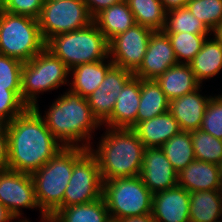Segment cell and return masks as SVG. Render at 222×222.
Masks as SVG:
<instances>
[{"label":"cell","instance_id":"6da1fadb","mask_svg":"<svg viewBox=\"0 0 222 222\" xmlns=\"http://www.w3.org/2000/svg\"><path fill=\"white\" fill-rule=\"evenodd\" d=\"M6 127L11 170L31 174L64 148L33 108H27Z\"/></svg>","mask_w":222,"mask_h":222},{"label":"cell","instance_id":"7a4b0ae2","mask_svg":"<svg viewBox=\"0 0 222 222\" xmlns=\"http://www.w3.org/2000/svg\"><path fill=\"white\" fill-rule=\"evenodd\" d=\"M44 110L37 103L33 109L44 120L49 131L64 147L89 149L96 131L102 125L95 118L86 98L68 88ZM43 115V116H42Z\"/></svg>","mask_w":222,"mask_h":222},{"label":"cell","instance_id":"3957f363","mask_svg":"<svg viewBox=\"0 0 222 222\" xmlns=\"http://www.w3.org/2000/svg\"><path fill=\"white\" fill-rule=\"evenodd\" d=\"M102 128V131L106 129L100 134V140L92 142L89 148L97 160L101 179L139 176L145 147L135 131L132 128Z\"/></svg>","mask_w":222,"mask_h":222},{"label":"cell","instance_id":"277c9868","mask_svg":"<svg viewBox=\"0 0 222 222\" xmlns=\"http://www.w3.org/2000/svg\"><path fill=\"white\" fill-rule=\"evenodd\" d=\"M86 150L81 147H64L40 169L31 173L37 202L48 217L63 207V196L74 162Z\"/></svg>","mask_w":222,"mask_h":222},{"label":"cell","instance_id":"5b68a950","mask_svg":"<svg viewBox=\"0 0 222 222\" xmlns=\"http://www.w3.org/2000/svg\"><path fill=\"white\" fill-rule=\"evenodd\" d=\"M70 70L66 64L46 47L22 65V102L33 108L44 92L69 86Z\"/></svg>","mask_w":222,"mask_h":222},{"label":"cell","instance_id":"8992f818","mask_svg":"<svg viewBox=\"0 0 222 222\" xmlns=\"http://www.w3.org/2000/svg\"><path fill=\"white\" fill-rule=\"evenodd\" d=\"M46 48L60 58L69 70L109 58V41L94 22L83 29L53 36L46 42Z\"/></svg>","mask_w":222,"mask_h":222},{"label":"cell","instance_id":"52a82bcc","mask_svg":"<svg viewBox=\"0 0 222 222\" xmlns=\"http://www.w3.org/2000/svg\"><path fill=\"white\" fill-rule=\"evenodd\" d=\"M46 47L38 19L0 8V54L28 62Z\"/></svg>","mask_w":222,"mask_h":222},{"label":"cell","instance_id":"ba28073f","mask_svg":"<svg viewBox=\"0 0 222 222\" xmlns=\"http://www.w3.org/2000/svg\"><path fill=\"white\" fill-rule=\"evenodd\" d=\"M102 197L112 220L152 212L153 193L140 176L103 181Z\"/></svg>","mask_w":222,"mask_h":222},{"label":"cell","instance_id":"9c48e42d","mask_svg":"<svg viewBox=\"0 0 222 222\" xmlns=\"http://www.w3.org/2000/svg\"><path fill=\"white\" fill-rule=\"evenodd\" d=\"M93 22L83 0L44 2L38 23L47 42L57 34L83 29Z\"/></svg>","mask_w":222,"mask_h":222},{"label":"cell","instance_id":"30bf717a","mask_svg":"<svg viewBox=\"0 0 222 222\" xmlns=\"http://www.w3.org/2000/svg\"><path fill=\"white\" fill-rule=\"evenodd\" d=\"M103 180L94 155L87 149L75 162L63 196V207L102 198Z\"/></svg>","mask_w":222,"mask_h":222},{"label":"cell","instance_id":"8fae6325","mask_svg":"<svg viewBox=\"0 0 222 222\" xmlns=\"http://www.w3.org/2000/svg\"><path fill=\"white\" fill-rule=\"evenodd\" d=\"M0 202L18 221L29 220L22 209L39 210L40 219L48 216L40 209L34 183L29 173L6 169L0 172Z\"/></svg>","mask_w":222,"mask_h":222},{"label":"cell","instance_id":"7c38bea8","mask_svg":"<svg viewBox=\"0 0 222 222\" xmlns=\"http://www.w3.org/2000/svg\"><path fill=\"white\" fill-rule=\"evenodd\" d=\"M153 30L134 24L109 41V58L115 66L135 72L143 62Z\"/></svg>","mask_w":222,"mask_h":222},{"label":"cell","instance_id":"4fadbf2b","mask_svg":"<svg viewBox=\"0 0 222 222\" xmlns=\"http://www.w3.org/2000/svg\"><path fill=\"white\" fill-rule=\"evenodd\" d=\"M133 76V72L113 65L106 73L100 87L86 98L93 115L101 125L111 116L116 98Z\"/></svg>","mask_w":222,"mask_h":222},{"label":"cell","instance_id":"5bb4252c","mask_svg":"<svg viewBox=\"0 0 222 222\" xmlns=\"http://www.w3.org/2000/svg\"><path fill=\"white\" fill-rule=\"evenodd\" d=\"M177 64L168 35L164 31H153L143 62L133 74L140 79L156 80L168 68Z\"/></svg>","mask_w":222,"mask_h":222},{"label":"cell","instance_id":"9a60e30c","mask_svg":"<svg viewBox=\"0 0 222 222\" xmlns=\"http://www.w3.org/2000/svg\"><path fill=\"white\" fill-rule=\"evenodd\" d=\"M139 176L153 194L178 185V172L161 148H145Z\"/></svg>","mask_w":222,"mask_h":222},{"label":"cell","instance_id":"2e32d148","mask_svg":"<svg viewBox=\"0 0 222 222\" xmlns=\"http://www.w3.org/2000/svg\"><path fill=\"white\" fill-rule=\"evenodd\" d=\"M190 193L177 185L153 194L152 216L156 222H189Z\"/></svg>","mask_w":222,"mask_h":222},{"label":"cell","instance_id":"e0dca14e","mask_svg":"<svg viewBox=\"0 0 222 222\" xmlns=\"http://www.w3.org/2000/svg\"><path fill=\"white\" fill-rule=\"evenodd\" d=\"M202 90L200 85L196 90L174 98L169 103L168 112L179 123L182 131L191 132L201 127L206 106L213 95H205Z\"/></svg>","mask_w":222,"mask_h":222},{"label":"cell","instance_id":"ac0fdd59","mask_svg":"<svg viewBox=\"0 0 222 222\" xmlns=\"http://www.w3.org/2000/svg\"><path fill=\"white\" fill-rule=\"evenodd\" d=\"M140 95L141 79L133 76L119 93L111 116L102 127L133 128L137 124Z\"/></svg>","mask_w":222,"mask_h":222},{"label":"cell","instance_id":"d6986e66","mask_svg":"<svg viewBox=\"0 0 222 222\" xmlns=\"http://www.w3.org/2000/svg\"><path fill=\"white\" fill-rule=\"evenodd\" d=\"M178 185L189 193L221 190L222 166L195 159L178 173Z\"/></svg>","mask_w":222,"mask_h":222},{"label":"cell","instance_id":"ffe728a7","mask_svg":"<svg viewBox=\"0 0 222 222\" xmlns=\"http://www.w3.org/2000/svg\"><path fill=\"white\" fill-rule=\"evenodd\" d=\"M132 129L145 148H160L181 131L179 123L169 112L138 122Z\"/></svg>","mask_w":222,"mask_h":222},{"label":"cell","instance_id":"44dd1931","mask_svg":"<svg viewBox=\"0 0 222 222\" xmlns=\"http://www.w3.org/2000/svg\"><path fill=\"white\" fill-rule=\"evenodd\" d=\"M114 65L110 58L93 63H85L70 69L71 81L68 89L83 98L89 97L100 87L108 70Z\"/></svg>","mask_w":222,"mask_h":222},{"label":"cell","instance_id":"7402d4cb","mask_svg":"<svg viewBox=\"0 0 222 222\" xmlns=\"http://www.w3.org/2000/svg\"><path fill=\"white\" fill-rule=\"evenodd\" d=\"M198 83L213 79L222 71V46L211 36L203 42L201 50L188 63Z\"/></svg>","mask_w":222,"mask_h":222},{"label":"cell","instance_id":"603a6c76","mask_svg":"<svg viewBox=\"0 0 222 222\" xmlns=\"http://www.w3.org/2000/svg\"><path fill=\"white\" fill-rule=\"evenodd\" d=\"M156 82L170 101L182 97L200 86L189 64L183 63L168 68L156 79Z\"/></svg>","mask_w":222,"mask_h":222},{"label":"cell","instance_id":"cb8c5ba5","mask_svg":"<svg viewBox=\"0 0 222 222\" xmlns=\"http://www.w3.org/2000/svg\"><path fill=\"white\" fill-rule=\"evenodd\" d=\"M93 22L108 41L135 24L133 13L126 0L102 10L93 18Z\"/></svg>","mask_w":222,"mask_h":222},{"label":"cell","instance_id":"d4e9b609","mask_svg":"<svg viewBox=\"0 0 222 222\" xmlns=\"http://www.w3.org/2000/svg\"><path fill=\"white\" fill-rule=\"evenodd\" d=\"M189 203V222L222 221L221 190L191 192Z\"/></svg>","mask_w":222,"mask_h":222},{"label":"cell","instance_id":"484cf974","mask_svg":"<svg viewBox=\"0 0 222 222\" xmlns=\"http://www.w3.org/2000/svg\"><path fill=\"white\" fill-rule=\"evenodd\" d=\"M55 222H109L111 220L104 198L59 208L51 217Z\"/></svg>","mask_w":222,"mask_h":222},{"label":"cell","instance_id":"4316f807","mask_svg":"<svg viewBox=\"0 0 222 222\" xmlns=\"http://www.w3.org/2000/svg\"><path fill=\"white\" fill-rule=\"evenodd\" d=\"M170 100L156 80L141 79V95L137 123L168 112Z\"/></svg>","mask_w":222,"mask_h":222},{"label":"cell","instance_id":"83f0119b","mask_svg":"<svg viewBox=\"0 0 222 222\" xmlns=\"http://www.w3.org/2000/svg\"><path fill=\"white\" fill-rule=\"evenodd\" d=\"M136 24L153 31H163L166 22V9L160 0H126Z\"/></svg>","mask_w":222,"mask_h":222},{"label":"cell","instance_id":"f1b7e54d","mask_svg":"<svg viewBox=\"0 0 222 222\" xmlns=\"http://www.w3.org/2000/svg\"><path fill=\"white\" fill-rule=\"evenodd\" d=\"M160 148L178 173L196 159L188 131L181 130Z\"/></svg>","mask_w":222,"mask_h":222},{"label":"cell","instance_id":"f546056e","mask_svg":"<svg viewBox=\"0 0 222 222\" xmlns=\"http://www.w3.org/2000/svg\"><path fill=\"white\" fill-rule=\"evenodd\" d=\"M163 31L165 33L211 34L205 24L194 16L187 7L167 11Z\"/></svg>","mask_w":222,"mask_h":222},{"label":"cell","instance_id":"4dcf8cb0","mask_svg":"<svg viewBox=\"0 0 222 222\" xmlns=\"http://www.w3.org/2000/svg\"><path fill=\"white\" fill-rule=\"evenodd\" d=\"M194 155L197 160L222 166V140L198 129L191 131Z\"/></svg>","mask_w":222,"mask_h":222},{"label":"cell","instance_id":"1f68e13d","mask_svg":"<svg viewBox=\"0 0 222 222\" xmlns=\"http://www.w3.org/2000/svg\"><path fill=\"white\" fill-rule=\"evenodd\" d=\"M170 39L178 63L188 64L201 50L203 42L211 34L189 32L166 33Z\"/></svg>","mask_w":222,"mask_h":222},{"label":"cell","instance_id":"d6a6232c","mask_svg":"<svg viewBox=\"0 0 222 222\" xmlns=\"http://www.w3.org/2000/svg\"><path fill=\"white\" fill-rule=\"evenodd\" d=\"M186 7L210 31L222 22V0H188Z\"/></svg>","mask_w":222,"mask_h":222},{"label":"cell","instance_id":"836d02e7","mask_svg":"<svg viewBox=\"0 0 222 222\" xmlns=\"http://www.w3.org/2000/svg\"><path fill=\"white\" fill-rule=\"evenodd\" d=\"M28 107L22 102L21 90L0 87V123L8 124Z\"/></svg>","mask_w":222,"mask_h":222},{"label":"cell","instance_id":"e575fe53","mask_svg":"<svg viewBox=\"0 0 222 222\" xmlns=\"http://www.w3.org/2000/svg\"><path fill=\"white\" fill-rule=\"evenodd\" d=\"M200 129L222 140V96L220 94L211 96Z\"/></svg>","mask_w":222,"mask_h":222},{"label":"cell","instance_id":"d590c367","mask_svg":"<svg viewBox=\"0 0 222 222\" xmlns=\"http://www.w3.org/2000/svg\"><path fill=\"white\" fill-rule=\"evenodd\" d=\"M22 65L20 60L0 54V87L21 90Z\"/></svg>","mask_w":222,"mask_h":222},{"label":"cell","instance_id":"8d00e7d4","mask_svg":"<svg viewBox=\"0 0 222 222\" xmlns=\"http://www.w3.org/2000/svg\"><path fill=\"white\" fill-rule=\"evenodd\" d=\"M43 4V0H0V8L2 10L36 19L41 14Z\"/></svg>","mask_w":222,"mask_h":222},{"label":"cell","instance_id":"74e56055","mask_svg":"<svg viewBox=\"0 0 222 222\" xmlns=\"http://www.w3.org/2000/svg\"><path fill=\"white\" fill-rule=\"evenodd\" d=\"M9 169L8 165V130L0 123V172Z\"/></svg>","mask_w":222,"mask_h":222},{"label":"cell","instance_id":"f35d334b","mask_svg":"<svg viewBox=\"0 0 222 222\" xmlns=\"http://www.w3.org/2000/svg\"><path fill=\"white\" fill-rule=\"evenodd\" d=\"M87 6L90 15L94 18L102 10L117 4L122 0H83Z\"/></svg>","mask_w":222,"mask_h":222},{"label":"cell","instance_id":"ab89813d","mask_svg":"<svg viewBox=\"0 0 222 222\" xmlns=\"http://www.w3.org/2000/svg\"><path fill=\"white\" fill-rule=\"evenodd\" d=\"M118 221L119 222H156L151 213L140 215V216H128Z\"/></svg>","mask_w":222,"mask_h":222},{"label":"cell","instance_id":"60d3db41","mask_svg":"<svg viewBox=\"0 0 222 222\" xmlns=\"http://www.w3.org/2000/svg\"><path fill=\"white\" fill-rule=\"evenodd\" d=\"M166 11L186 7L188 0H160Z\"/></svg>","mask_w":222,"mask_h":222},{"label":"cell","instance_id":"b9f144b4","mask_svg":"<svg viewBox=\"0 0 222 222\" xmlns=\"http://www.w3.org/2000/svg\"><path fill=\"white\" fill-rule=\"evenodd\" d=\"M0 222H17L15 216L0 202Z\"/></svg>","mask_w":222,"mask_h":222},{"label":"cell","instance_id":"7bdbcfd3","mask_svg":"<svg viewBox=\"0 0 222 222\" xmlns=\"http://www.w3.org/2000/svg\"><path fill=\"white\" fill-rule=\"evenodd\" d=\"M211 36L222 46V22L211 31Z\"/></svg>","mask_w":222,"mask_h":222},{"label":"cell","instance_id":"ee69618b","mask_svg":"<svg viewBox=\"0 0 222 222\" xmlns=\"http://www.w3.org/2000/svg\"><path fill=\"white\" fill-rule=\"evenodd\" d=\"M40 222H55V221L50 217H47L46 219L40 220Z\"/></svg>","mask_w":222,"mask_h":222},{"label":"cell","instance_id":"f6af8a7d","mask_svg":"<svg viewBox=\"0 0 222 222\" xmlns=\"http://www.w3.org/2000/svg\"><path fill=\"white\" fill-rule=\"evenodd\" d=\"M54 1H59V0H43V2H54Z\"/></svg>","mask_w":222,"mask_h":222},{"label":"cell","instance_id":"bcb514c9","mask_svg":"<svg viewBox=\"0 0 222 222\" xmlns=\"http://www.w3.org/2000/svg\"><path fill=\"white\" fill-rule=\"evenodd\" d=\"M17 222H32L31 220H23V221H17Z\"/></svg>","mask_w":222,"mask_h":222},{"label":"cell","instance_id":"7dc6e473","mask_svg":"<svg viewBox=\"0 0 222 222\" xmlns=\"http://www.w3.org/2000/svg\"><path fill=\"white\" fill-rule=\"evenodd\" d=\"M109 222H119V221H117V220H112V219H111Z\"/></svg>","mask_w":222,"mask_h":222}]
</instances>
